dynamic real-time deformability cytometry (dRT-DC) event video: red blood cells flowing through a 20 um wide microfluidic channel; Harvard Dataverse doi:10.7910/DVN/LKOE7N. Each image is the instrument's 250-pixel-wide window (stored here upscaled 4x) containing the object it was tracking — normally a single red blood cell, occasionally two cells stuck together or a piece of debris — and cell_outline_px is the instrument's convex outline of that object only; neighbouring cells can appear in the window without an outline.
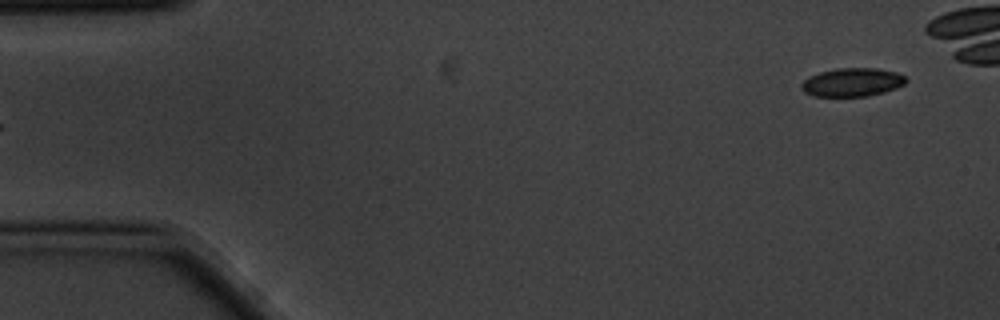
{"species": "common noctule bat (a hibernating species)", "species_latin": "Nyctalus noctula", "temperature_condition": "cold", "stored_images_in_passage": 5, "segment_of_instrument_passage": [2, 2], "camera_frame_rate_fps": 3000, "um_per_image_px": 0.085, "animal": {"sex": "male", "body_mass_g": 20.1, "forearm_length_mm": 53.5}, "frame": {"image": 1, "passage_image": 5, "time_ms": 1.333, "image_size_px": [1000, 320], "cell_outline_px": [[908, 80], [904, 84], [896, 88], [884, 92], [868, 96], [812, 96], [804, 92], [800, 88], [800, 84], [808, 76], [820, 72], [836, 68], [876, 68], [896, 72], [904, 76]], "centroid_in_image_um": [72.41, 6.99], "position_along_channel_um": 12.6, "area_um2": 17.46}}